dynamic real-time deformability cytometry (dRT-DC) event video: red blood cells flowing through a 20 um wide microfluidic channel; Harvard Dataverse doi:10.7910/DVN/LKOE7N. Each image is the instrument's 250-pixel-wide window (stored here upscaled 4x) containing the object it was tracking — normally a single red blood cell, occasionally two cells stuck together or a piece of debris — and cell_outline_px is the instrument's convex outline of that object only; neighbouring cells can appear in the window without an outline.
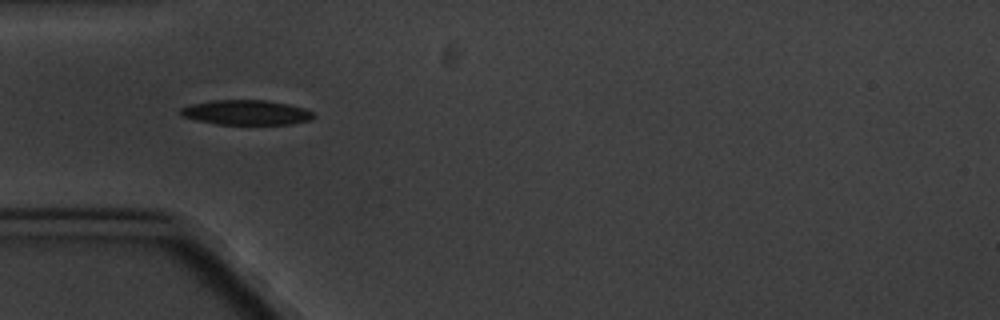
{"species": "common noctule bat (a hibernating species)", "species_latin": "Nyctalus noctula", "temperature_condition": "cold", "stored_images_in_passage": 6, "camera_frame_rate_fps": 3000, "um_per_image_px": 0.085, "animal": {"sex": "male", "body_mass_g": 20.1, "forearm_length_mm": 53.5}, "frame": {"image": 1, "passage_image": 5, "time_ms": 5.667, "image_size_px": [1000, 320], "cell_outline_px": [[316, 116], [312, 120], [292, 124], [216, 124], [196, 120], [180, 116], [180, 108], [192, 104], [212, 100], [264, 100], [288, 104], [304, 108], [312, 112]], "centroid_in_image_um": [20.94, 9.56], "position_along_channel_um": 64.1, "area_um2": 19.31}}